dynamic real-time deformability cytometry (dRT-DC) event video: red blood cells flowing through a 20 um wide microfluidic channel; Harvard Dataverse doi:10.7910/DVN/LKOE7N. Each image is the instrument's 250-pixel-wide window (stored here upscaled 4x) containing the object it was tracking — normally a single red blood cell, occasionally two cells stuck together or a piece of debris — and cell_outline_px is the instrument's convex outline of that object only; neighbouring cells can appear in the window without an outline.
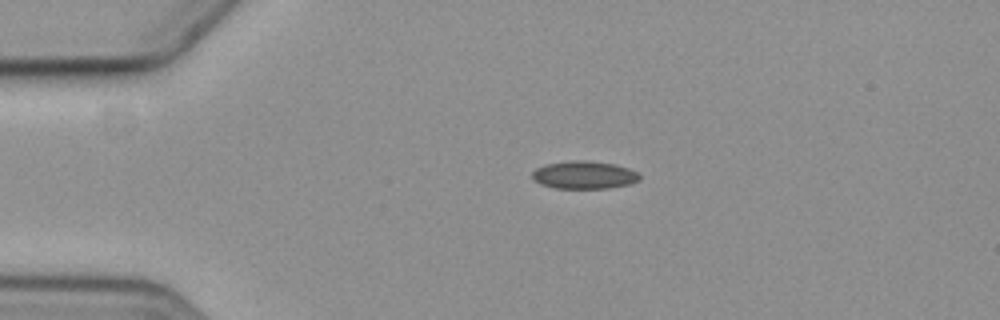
{"species": "common noctule bat (a hibernating species)", "species_latin": "Nyctalus noctula", "temperature_condition": "cold", "stored_images_in_passage": 3, "camera_frame_rate_fps": 3000, "um_per_image_px": 0.085, "animal": {"sex": "female", "body_mass_g": 19.3, "forearm_length_mm": 54.1}, "frame": {"image": 1, "passage_image": 1, "time_ms": 0.0, "image_size_px": [1000, 320], "cell_outline_px": [[640, 180], [628, 184], [608, 188], [556, 188], [540, 184], [532, 180], [532, 172], [536, 168], [544, 164], [572, 160], [588, 160], [616, 164], [628, 168], [636, 172], [640, 176]], "centroid_in_image_um": [49.62, 14.86], "position_along_channel_um": 35.4, "area_um2": 17.51}}
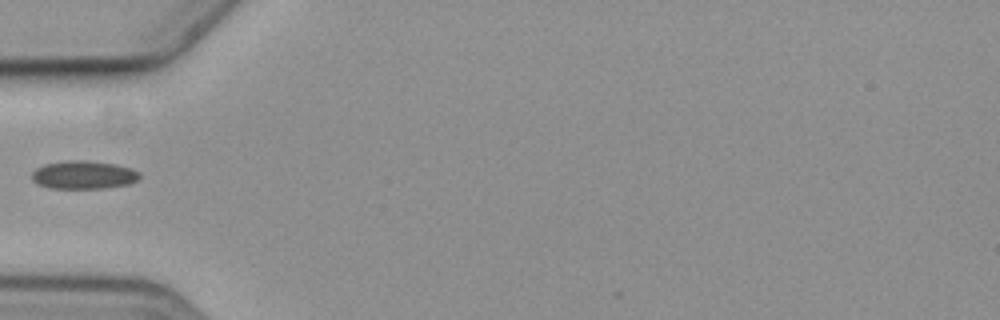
{"frame": {"image": 2, "passage_image": 3, "time_ms": 2.333, "image_size_px": [1000, 320], "cell_outline_px": [[140, 176], [136, 180], [128, 184], [104, 188], [52, 188], [40, 184], [32, 180], [32, 172], [36, 168], [44, 164], [64, 160], [84, 160], [112, 164], [132, 168], [140, 172]], "centroid_in_image_um": [7.09, 14.85], "position_along_channel_um": 77.9, "area_um2": 17.57}}